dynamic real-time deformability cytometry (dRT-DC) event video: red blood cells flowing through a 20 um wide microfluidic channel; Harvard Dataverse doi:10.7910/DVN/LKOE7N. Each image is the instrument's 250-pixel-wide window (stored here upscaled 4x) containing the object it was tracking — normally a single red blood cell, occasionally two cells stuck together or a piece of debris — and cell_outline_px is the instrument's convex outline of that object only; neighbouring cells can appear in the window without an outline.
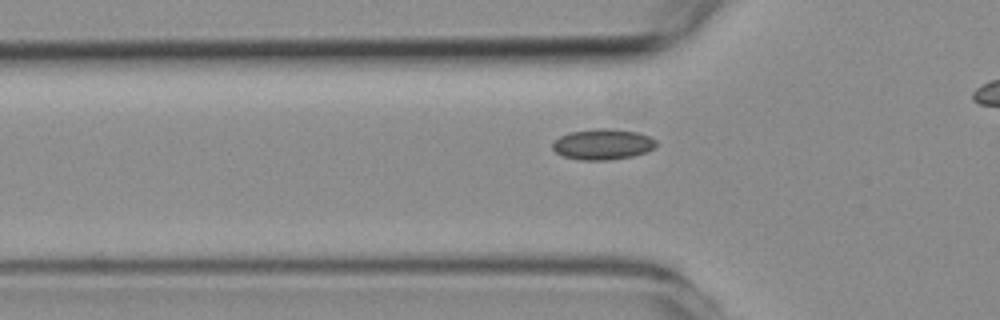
{"species": "common noctule bat (a hibernating species)", "species_latin": "Nyctalus noctula", "temperature_condition": "room temperature", "stored_images_in_passage": 7, "camera_frame_rate_fps": 3000, "um_per_image_px": 0.085, "animal": {"sex": "female", "body_mass_g": 19.3, "forearm_length_mm": 54.1}, "frame": {"image": 1, "passage_image": 6, "time_ms": 7.333, "image_size_px": [1000, 320], "cell_outline_px": [[656, 148], [632, 156], [608, 160], [580, 160], [564, 156], [556, 152], [552, 148], [552, 140], [568, 132], [596, 128], [608, 128], [636, 132], [648, 136], [656, 140]], "centroid_in_image_um": [51.19, 12.26], "position_along_channel_um": 74.6, "area_um2": 18.61}}